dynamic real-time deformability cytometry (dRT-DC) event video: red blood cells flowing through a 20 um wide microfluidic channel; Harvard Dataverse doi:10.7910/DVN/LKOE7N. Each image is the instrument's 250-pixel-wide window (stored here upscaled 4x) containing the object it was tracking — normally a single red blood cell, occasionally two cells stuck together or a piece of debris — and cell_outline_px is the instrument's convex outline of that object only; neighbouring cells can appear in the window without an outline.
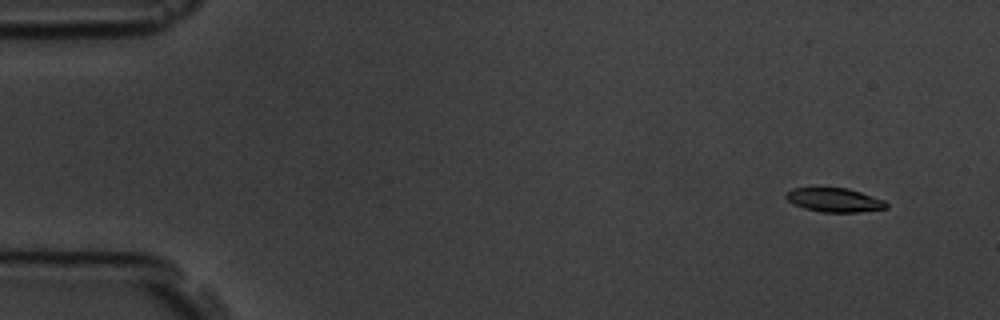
{"species": "common noctule bat (a hibernating species)", "species_latin": "Nyctalus noctula", "temperature_condition": "room temperature", "stored_images_in_passage": 4, "camera_frame_rate_fps": 3000, "um_per_image_px": 0.085, "animal": {"sex": "male", "body_mass_g": 19.5, "forearm_length_mm": 54.6}, "frame": {"image": 1, "passage_image": 1, "time_ms": 0.0, "image_size_px": [1000, 320], "cell_outline_px": [[888, 208], [856, 212], [820, 212], [804, 208], [788, 200], [784, 196], [792, 188], [848, 188], [884, 200], [888, 204]], "centroid_in_image_um": [70.94, 17.0], "position_along_channel_um": 14.1, "area_um2": 13.81}}
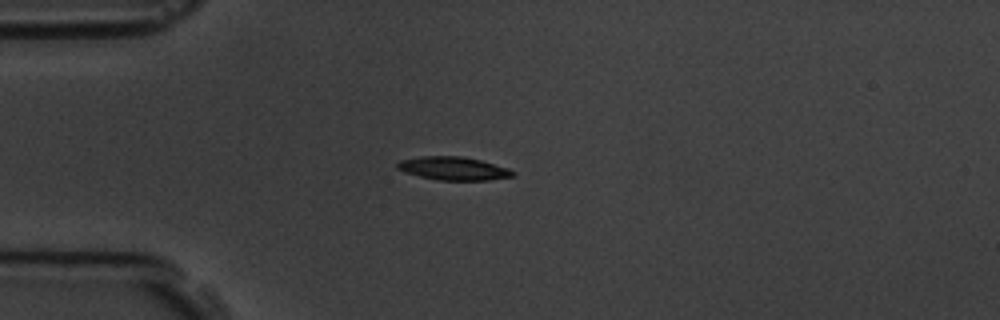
{"frame": {"image": 2, "passage_image": 4, "time_ms": 3.667, "image_size_px": [1000, 320], "cell_outline_px": [[516, 172], [512, 176], [488, 180], [436, 180], [404, 172], [396, 168], [396, 164], [400, 160], [420, 156], [464, 156], [480, 160], [508, 168]], "centroid_in_image_um": [38.51, 14.31], "position_along_channel_um": 46.5, "area_um2": 15.66}}